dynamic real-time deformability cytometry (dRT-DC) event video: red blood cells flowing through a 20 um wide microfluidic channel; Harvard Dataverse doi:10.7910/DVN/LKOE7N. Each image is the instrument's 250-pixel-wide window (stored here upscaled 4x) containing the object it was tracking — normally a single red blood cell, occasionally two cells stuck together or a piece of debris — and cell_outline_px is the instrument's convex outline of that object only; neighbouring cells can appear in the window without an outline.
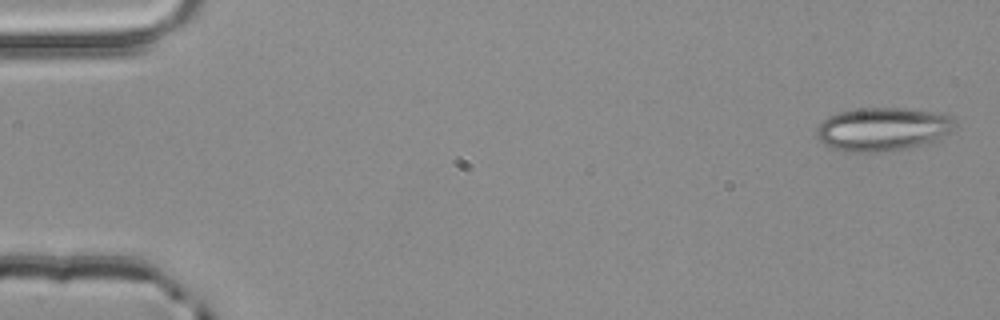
{"species": "common noctule bat (a hibernating species)", "species_latin": "Nyctalus noctula", "temperature_condition": "room temperature", "stored_images_in_passage": 4, "camera_frame_rate_fps": 3000, "um_per_image_px": 0.085, "animal": {"sex": "male", "body_mass_g": 20.4}, "frame": {"image": 1, "passage_image": 1, "time_ms": 0.0, "image_size_px": [1000, 320], "cell_outline_px": [[956, 124], [952, 132], [940, 140], [928, 144], [908, 148], [880, 152], [848, 152], [832, 148], [824, 144], [816, 136], [816, 128], [828, 116], [840, 112], [860, 108], [904, 108], [944, 112], [952, 116]], "centroid_in_image_um": [75.11, 10.98], "position_along_channel_um": 9.9, "area_um2": 35.72}}